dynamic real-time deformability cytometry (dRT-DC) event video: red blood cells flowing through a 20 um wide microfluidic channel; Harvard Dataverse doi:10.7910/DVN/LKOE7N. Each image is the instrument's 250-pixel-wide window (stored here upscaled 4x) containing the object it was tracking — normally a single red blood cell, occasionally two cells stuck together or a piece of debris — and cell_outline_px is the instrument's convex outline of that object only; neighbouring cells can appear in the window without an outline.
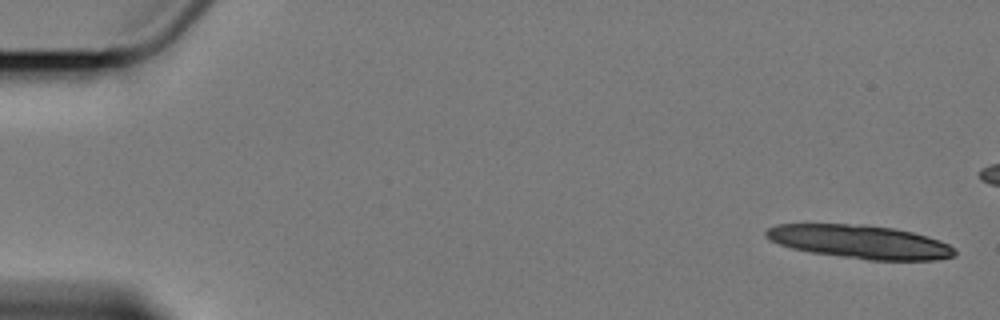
{"species": "Egyptian fruit bat (a non-hibernating species)", "species_latin": "Rousettus aegyptiacus", "temperature_condition": "cold", "stored_images_in_passage": 6, "camera_frame_rate_fps": 3000, "um_per_image_px": 0.085, "animal": {"sex": "female"}, "frame": {"image": 1, "passage_image": 1, "time_ms": 0.0, "image_size_px": [1000, 320], "cell_outline_px": [[956, 256], [936, 260], [872, 260], [812, 252], [792, 248], [780, 244], [764, 236], [764, 232], [768, 228], [776, 224], [864, 224], [892, 228], [912, 232], [940, 240], [956, 248]], "centroid_in_image_um": [73.13, 20.55], "position_along_channel_um": 11.9, "area_um2": 36.65}}